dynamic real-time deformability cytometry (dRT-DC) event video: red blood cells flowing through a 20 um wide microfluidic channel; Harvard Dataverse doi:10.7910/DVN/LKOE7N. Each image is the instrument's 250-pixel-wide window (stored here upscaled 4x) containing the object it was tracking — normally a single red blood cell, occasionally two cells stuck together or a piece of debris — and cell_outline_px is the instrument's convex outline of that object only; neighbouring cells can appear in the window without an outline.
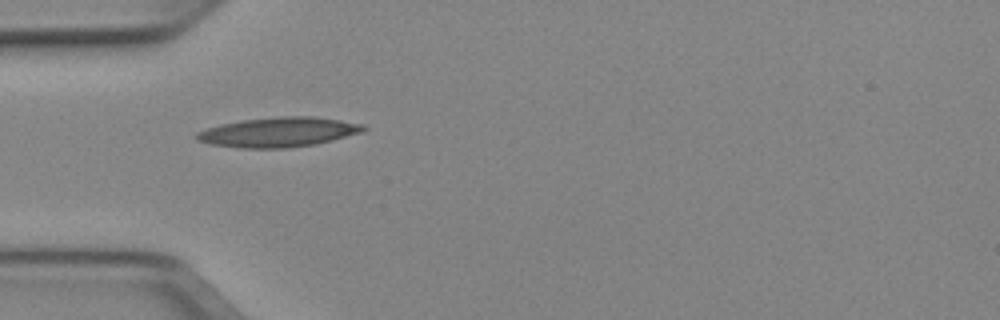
{"species": "Egyptian fruit bat (a non-hibernating species)", "species_latin": "Rousettus aegyptiacus", "temperature_condition": "cold", "stored_images_in_passage": 36, "camera_frame_rate_fps": 3000, "um_per_image_px": 0.085, "animal": {"sex": "female"}, "frame": {"image": 1, "passage_image": 1, "time_ms": 0.0, "image_size_px": [1000, 320], "cell_outline_px": [[368, 128], [364, 132], [316, 144], [288, 148], [240, 148], [208, 144], [196, 140], [192, 136], [196, 132], [204, 128], [220, 124], [244, 120], [276, 116], [316, 116], [364, 124]], "centroid_in_image_um": [23.65, 11.23], "position_along_channel_um": 61.4, "area_um2": 29.36}}
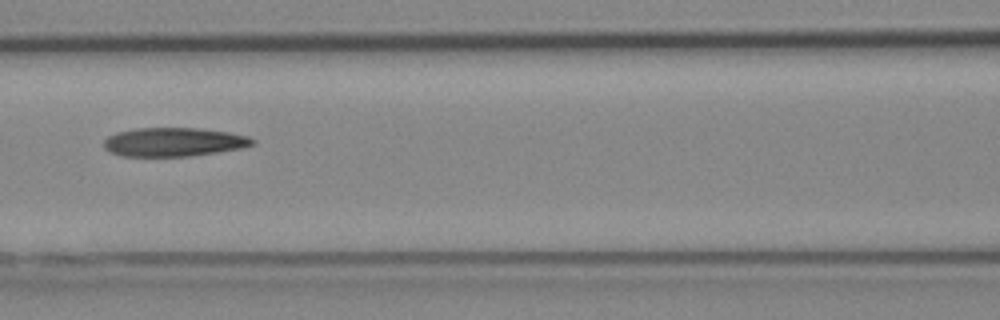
{"frame": {"image": 2, "passage_image": 8, "time_ms": 2.333, "image_size_px": [1000, 320], "cell_outline_px": [[256, 144], [240, 148], [216, 152], [188, 156], [120, 156], [104, 148], [104, 140], [108, 136], [116, 132], [136, 128], [200, 128], [228, 132], [248, 136], [256, 140]], "centroid_in_image_um": [14.77, 12.06], "position_along_channel_um": 151.8, "area_um2": 24.91}}
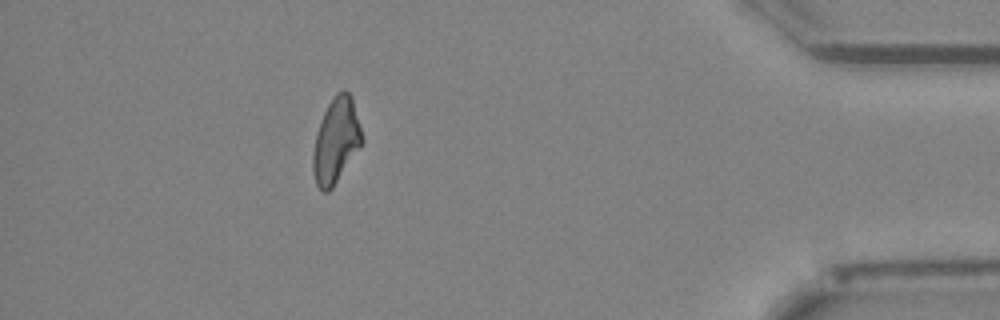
{"frame": {"image": 3, "passage_image": 31, "time_ms": 10.0, "image_size_px": [1000, 320], "cell_outline_px": [[364, 144], [332, 188], [328, 192], [324, 192], [316, 184], [312, 168], [312, 156], [316, 132], [324, 112], [328, 104], [336, 92], [340, 88], [344, 88], [352, 96], [364, 140]], "centroid_in_image_um": [28.58, 11.94], "position_along_channel_um": 406.6, "area_um2": 24.68}, "authors_computed_cell_mechanics": {"area_um2": 25.2297, "velocity_mm_per_s": 3.958, "shape_relaxation_time_tau1_ms": null, "shape_relaxation_time_tau2_ms": 7.4316, "deformation_change_tau1": null, "deformation_change_tau2": 0.2099}}